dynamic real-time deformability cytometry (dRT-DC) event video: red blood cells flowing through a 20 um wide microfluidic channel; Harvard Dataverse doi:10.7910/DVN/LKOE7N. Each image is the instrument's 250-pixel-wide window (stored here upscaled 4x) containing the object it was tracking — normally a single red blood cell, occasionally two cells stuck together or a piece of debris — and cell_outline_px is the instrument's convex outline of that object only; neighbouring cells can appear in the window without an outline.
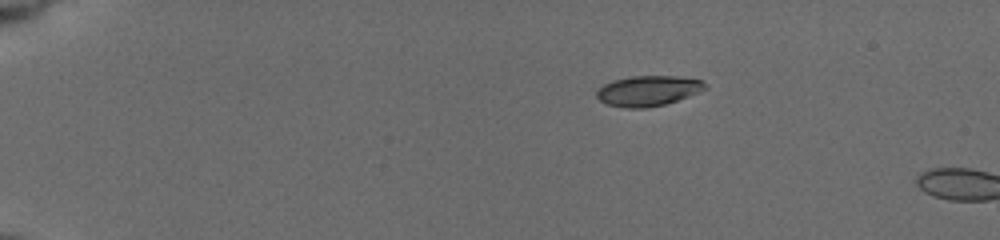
{"species": "common noctule bat (a hibernating species)", "species_latin": "Nyctalus noctula", "temperature_condition": "cold", "stored_images_in_passage": 3, "camera_frame_rate_fps": 3000, "um_per_image_px": 0.085, "animal": {"sex": "female", "body_mass_g": 19.5, "forearm_length_mm": 54.1}, "frame": {"image": 1, "passage_image": 1, "time_ms": 0.0, "image_size_px": [1000, 240], "cell_outline_px": [[708, 88], [688, 96], [664, 104], [644, 108], [624, 108], [608, 104], [600, 100], [596, 96], [596, 88], [612, 80], [632, 76], [676, 76], [704, 80]], "centroid_in_image_um": [55.07, 7.71], "position_along_channel_um": 29.9, "area_um2": 19.19}}